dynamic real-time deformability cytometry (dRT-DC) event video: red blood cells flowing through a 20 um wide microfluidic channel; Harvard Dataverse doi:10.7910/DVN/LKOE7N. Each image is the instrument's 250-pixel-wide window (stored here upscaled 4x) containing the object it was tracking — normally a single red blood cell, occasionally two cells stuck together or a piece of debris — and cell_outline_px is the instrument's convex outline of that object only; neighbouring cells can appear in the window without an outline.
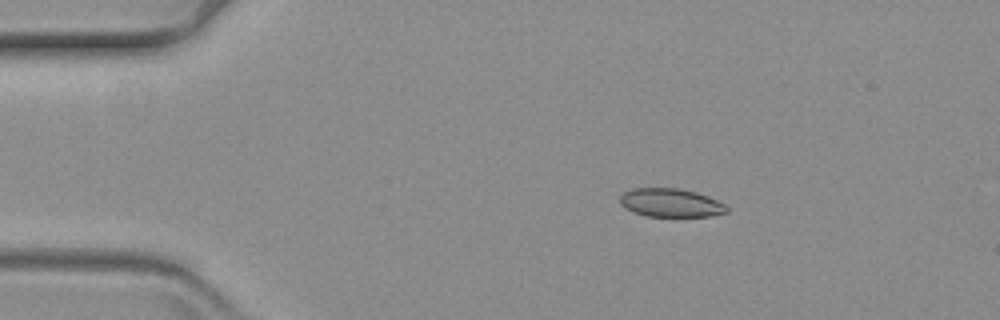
{"species": "common noctule bat (a hibernating species)", "species_latin": "Nyctalus noctula", "temperature_condition": "warm", "stored_images_in_passage": 54, "camera_frame_rate_fps": 3000, "um_per_image_px": 0.085, "animal": {"sex": "female", "body_mass_g": 19.3, "forearm_length_mm": 54.1}, "frame": {"image": 1, "passage_image": 3, "time_ms": 0.667, "image_size_px": [1000, 320], "cell_outline_px": [[728, 212], [712, 216], [648, 216], [632, 212], [624, 208], [620, 204], [620, 196], [624, 192], [632, 188], [680, 188], [696, 192], [708, 196], [724, 204], [728, 208]], "centroid_in_image_um": [56.99, 17.23], "position_along_channel_um": 28.0, "area_um2": 17.8}}
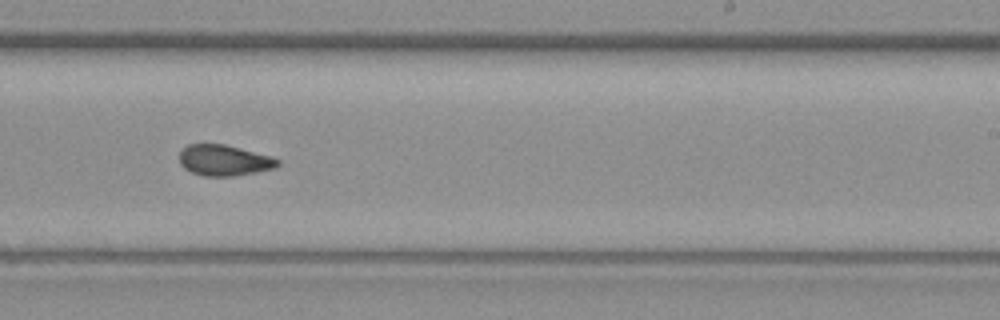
{"frame": {"image": 2, "passage_image": 30, "time_ms": 9.667, "image_size_px": [1000, 320], "cell_outline_px": [[280, 164], [276, 168], [256, 172], [232, 176], [204, 176], [192, 172], [184, 168], [180, 164], [180, 152], [188, 144], [224, 144], [272, 156], [280, 160]], "centroid_in_image_um": [19.08, 13.63], "position_along_channel_um": 269.9, "area_um2": 17.69}}
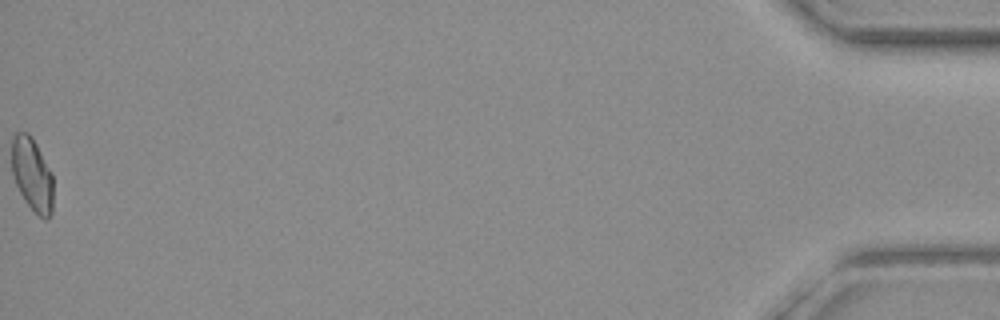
{"frame": {"image": 3, "passage_image": 54, "time_ms": 17.667, "image_size_px": [1000, 320], "cell_outline_px": [[52, 212], [48, 220], [44, 220], [24, 200], [12, 176], [12, 136], [16, 132], [28, 132], [36, 144], [52, 172]], "centroid_in_image_um": [2.72, 14.82], "position_along_channel_um": 432.5, "area_um2": 17.69}}